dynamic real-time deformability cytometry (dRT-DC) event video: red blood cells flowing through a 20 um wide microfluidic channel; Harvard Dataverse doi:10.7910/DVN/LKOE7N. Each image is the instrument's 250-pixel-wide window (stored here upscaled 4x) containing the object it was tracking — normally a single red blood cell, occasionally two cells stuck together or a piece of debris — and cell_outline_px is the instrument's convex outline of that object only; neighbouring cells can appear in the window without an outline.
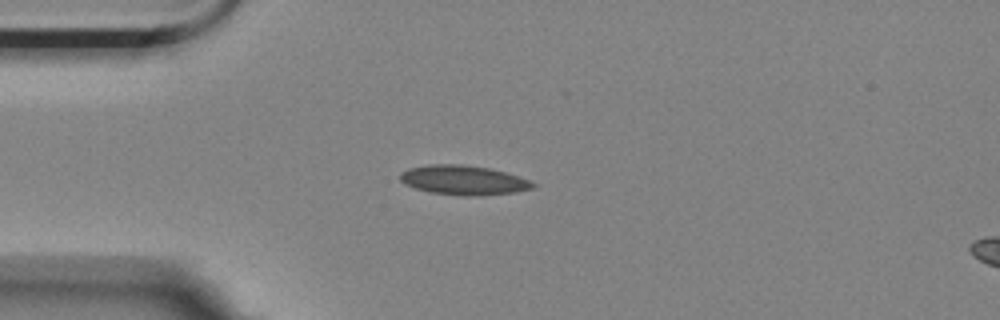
{"species": "Egyptian fruit bat (a non-hibernating species)", "species_latin": "Rousettus aegyptiacus", "temperature_condition": "room temperature", "stored_images_in_passage": 5, "camera_frame_rate_fps": 3000, "um_per_image_px": 0.085, "animal": {"sex": "female"}, "frame": {"image": 1, "passage_image": 3, "time_ms": 0.667, "image_size_px": [1000, 320], "cell_outline_px": [[536, 184], [532, 188], [516, 192], [480, 196], [468, 196], [428, 192], [404, 184], [400, 180], [400, 172], [408, 168], [428, 164], [464, 164], [492, 168], [528, 180]], "centroid_in_image_um": [39.36, 15.3], "position_along_channel_um": 45.6, "area_um2": 22.89}}
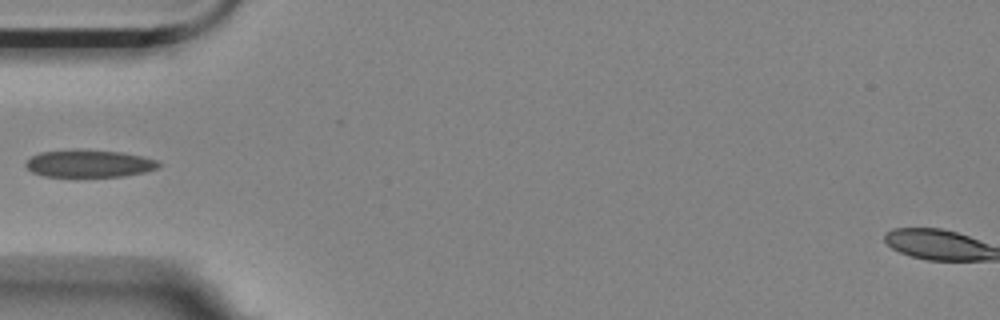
{"frame": {"image": 2, "passage_image": 4, "time_ms": 1.0, "image_size_px": [1000, 320], "cell_outline_px": [[160, 168], [144, 172], [124, 176], [44, 176], [32, 172], [24, 164], [32, 156], [40, 152], [120, 152], [140, 156], [156, 160], [160, 164]], "centroid_in_image_um": [7.61, 13.95], "position_along_channel_um": 77.4, "area_um2": 20.11}}
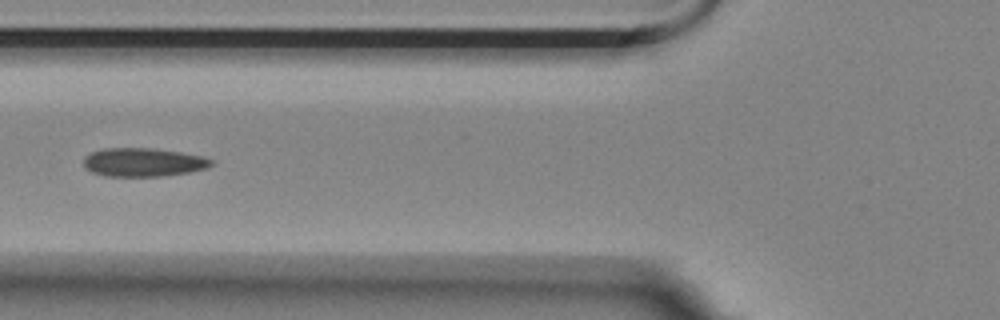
{"frame": {"image": 3, "passage_image": 5, "time_ms": 1.333, "image_size_px": [1000, 320], "cell_outline_px": [[212, 164], [208, 168], [188, 172], [160, 176], [104, 176], [92, 172], [84, 168], [84, 156], [92, 152], [104, 148], [152, 148], [180, 152], [200, 156], [212, 160]], "centroid_in_image_um": [12.13, 13.79], "position_along_channel_um": 113.7, "area_um2": 21.15}}